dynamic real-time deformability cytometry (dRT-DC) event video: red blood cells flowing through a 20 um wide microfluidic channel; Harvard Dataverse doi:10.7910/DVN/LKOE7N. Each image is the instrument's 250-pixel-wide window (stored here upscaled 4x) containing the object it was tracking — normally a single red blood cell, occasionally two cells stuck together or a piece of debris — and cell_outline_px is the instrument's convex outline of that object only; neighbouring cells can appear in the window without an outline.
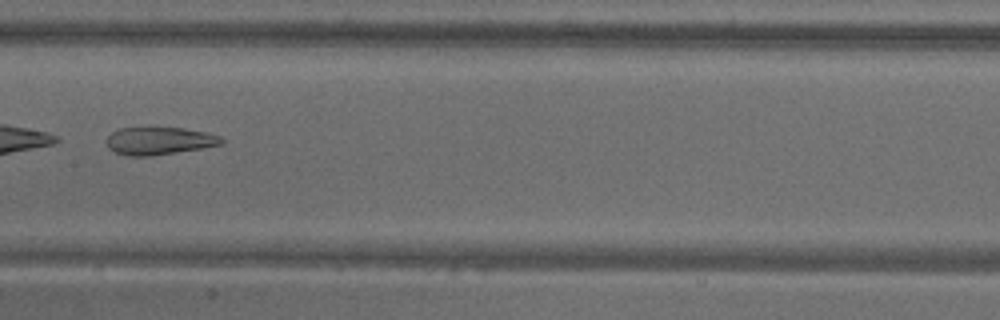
{"species": "common noctule bat (a hibernating species)", "species_latin": "Nyctalus noctula", "temperature_condition": "warm", "stored_images_in_passage": 34, "camera_frame_rate_fps": 3000, "um_per_image_px": 0.085, "animal": {"sex": "male", "body_mass_g": 18.8}, "frame": {"image": 1, "passage_image": 10, "time_ms": 3.0, "image_size_px": [1000, 320], "cell_outline_px": [[224, 144], [152, 156], [128, 156], [116, 152], [108, 148], [108, 136], [112, 132], [120, 128], [184, 128], [204, 132], [220, 136], [224, 140]], "centroid_in_image_um": [13.55, 11.98], "position_along_channel_um": 193.9, "area_um2": 18.26}}